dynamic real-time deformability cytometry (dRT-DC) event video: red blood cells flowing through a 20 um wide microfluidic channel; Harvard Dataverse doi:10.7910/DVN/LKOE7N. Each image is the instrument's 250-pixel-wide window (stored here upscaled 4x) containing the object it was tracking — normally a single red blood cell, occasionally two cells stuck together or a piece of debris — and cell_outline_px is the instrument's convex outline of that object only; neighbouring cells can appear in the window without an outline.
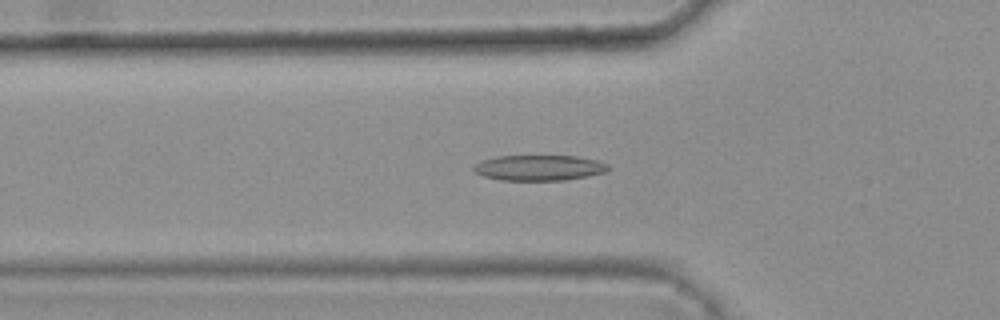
{"species": "common noctule bat (a hibernating species)", "species_latin": "Nyctalus noctula", "temperature_condition": "warm", "stored_images_in_passage": 41, "camera_frame_rate_fps": 3000, "um_per_image_px": 0.085, "animal": {"sex": "female", "body_mass_g": 25.1}, "frame": {"image": 1, "passage_image": 13, "time_ms": 4.0, "image_size_px": [1000, 320], "cell_outline_px": [[608, 168], [604, 172], [588, 176], [564, 180], [500, 180], [484, 176], [476, 172], [472, 168], [472, 164], [480, 160], [496, 156], [576, 156], [596, 160], [608, 164]], "centroid_in_image_um": [45.76, 14.25], "position_along_channel_um": 80.0, "area_um2": 20.0}}
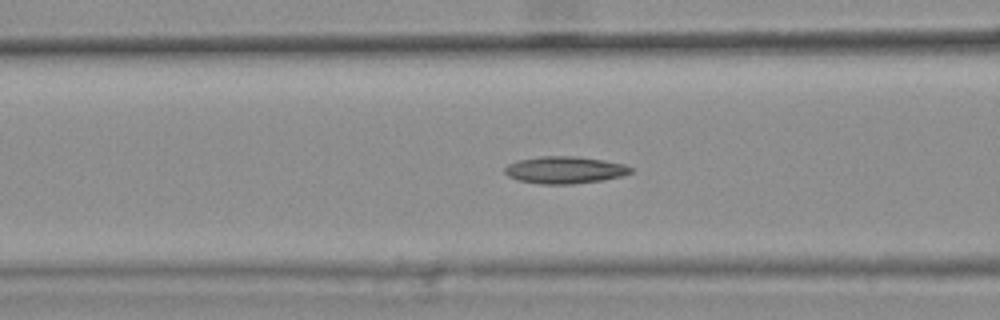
{"frame": {"image": 2, "passage_image": 16, "time_ms": 5.0, "image_size_px": [1000, 320], "cell_outline_px": [[632, 172], [620, 176], [600, 180], [572, 184], [540, 184], [516, 180], [508, 176], [504, 172], [504, 168], [508, 164], [516, 160], [540, 156], [572, 156], [604, 160], [624, 164], [632, 168]], "centroid_in_image_um": [47.94, 14.44], "position_along_channel_um": 118.7, "area_um2": 19.88}}
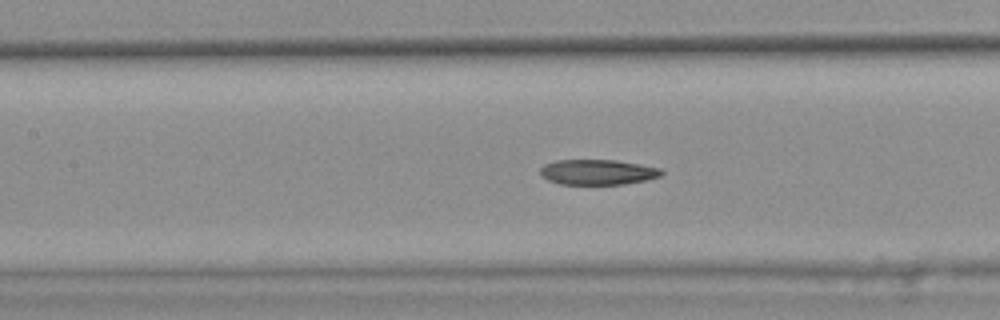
{"frame": {"image": 3, "passage_image": 19, "time_ms": 6.0, "image_size_px": [1000, 320], "cell_outline_px": [[664, 172], [660, 176], [644, 180], [624, 184], [560, 184], [548, 180], [540, 176], [540, 168], [544, 164], [556, 160], [616, 160], [660, 168]], "centroid_in_image_um": [50.76, 14.63], "position_along_channel_um": 156.6, "area_um2": 17.8}, "authors_computed_cell_mechanics": {"area_um2": 18.8428, "velocity_mm_per_s": 3.8086, "shape_relaxation_time_tau1_ms": null, "shape_relaxation_time_tau2_ms": 5.0016, "deformation_change_tau1": null, "deformation_change_tau2": 0.1315}}